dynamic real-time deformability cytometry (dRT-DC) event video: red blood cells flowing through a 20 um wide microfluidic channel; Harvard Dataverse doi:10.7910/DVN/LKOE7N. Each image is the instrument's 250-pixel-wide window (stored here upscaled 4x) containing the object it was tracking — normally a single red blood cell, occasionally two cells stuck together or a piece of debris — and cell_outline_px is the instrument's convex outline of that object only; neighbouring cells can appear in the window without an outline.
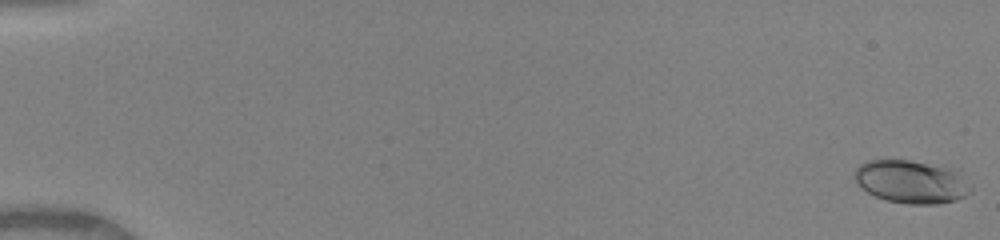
{"species": "human", "species_latin": "Homo sapiens", "temperature_condition": "warm", "stored_images_in_passage": 50, "camera_frame_rate_fps": 3000, "um_per_image_px": 0.085, "donor": {"sex": "female"}, "frame": {"image": 1, "passage_image": 1, "time_ms": 0.0, "image_size_px": [1000, 240], "cell_outline_px": [[972, 192], [956, 200], [940, 204], [908, 204], [888, 200], [876, 196], [868, 192], [856, 184], [852, 176], [852, 172], [860, 164], [868, 160], [908, 160], [960, 168], [972, 184]], "centroid_in_image_um": [77.54, 15.43], "position_along_channel_um": 7.5, "area_um2": 30.06}}
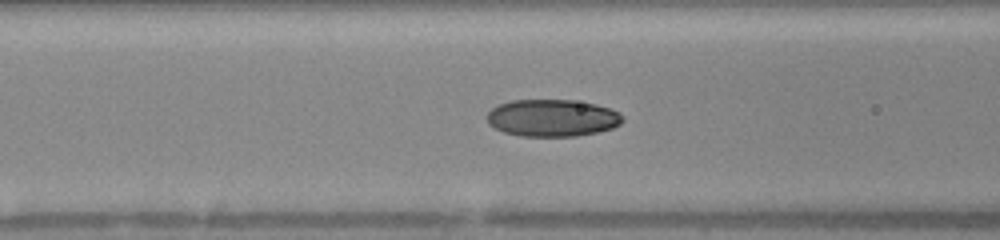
{"frame": {"image": 2, "passage_image": 22, "time_ms": 7.0, "image_size_px": [1000, 240], "cell_outline_px": [[624, 120], [620, 124], [612, 128], [596, 132], [576, 136], [520, 136], [504, 132], [488, 124], [488, 112], [492, 108], [500, 104], [512, 100], [572, 100], [596, 104], [620, 112], [624, 116]], "centroid_in_image_um": [46.97, 10.02], "position_along_channel_um": 119.6, "area_um2": 29.3}}
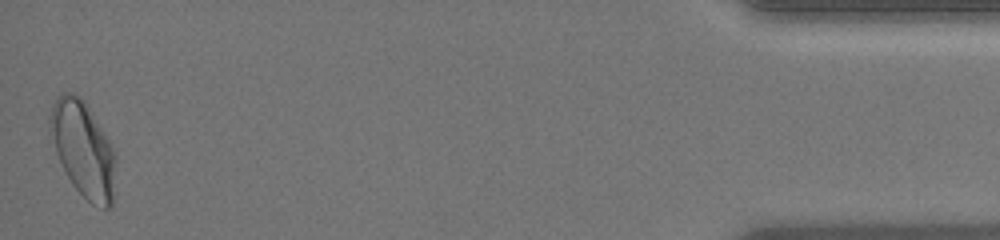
{"frame": {"image": 3, "passage_image": 50, "time_ms": 16.333, "image_size_px": [1000, 240], "cell_outline_px": [[116, 156], [112, 204], [108, 208], [104, 208], [92, 204], [72, 184], [56, 152], [48, 124], [48, 116], [52, 104], [56, 96], [64, 92], [72, 92], [80, 96], [84, 100], [108, 140]], "centroid_in_image_um": [7.05, 12.63], "position_along_channel_um": 428.2, "area_um2": 36.01}, "authors_computed_cell_mechanics": {"area_um2": 29.1601, "velocity_mm_per_s": 4.1309, "shape_relaxation_time_tau1_ms": 3.1007, "shape_relaxation_time_tau2_ms": 0.8056, "deformation_change_tau1": 0.1547, "deformation_change_tau2": 0.045}}